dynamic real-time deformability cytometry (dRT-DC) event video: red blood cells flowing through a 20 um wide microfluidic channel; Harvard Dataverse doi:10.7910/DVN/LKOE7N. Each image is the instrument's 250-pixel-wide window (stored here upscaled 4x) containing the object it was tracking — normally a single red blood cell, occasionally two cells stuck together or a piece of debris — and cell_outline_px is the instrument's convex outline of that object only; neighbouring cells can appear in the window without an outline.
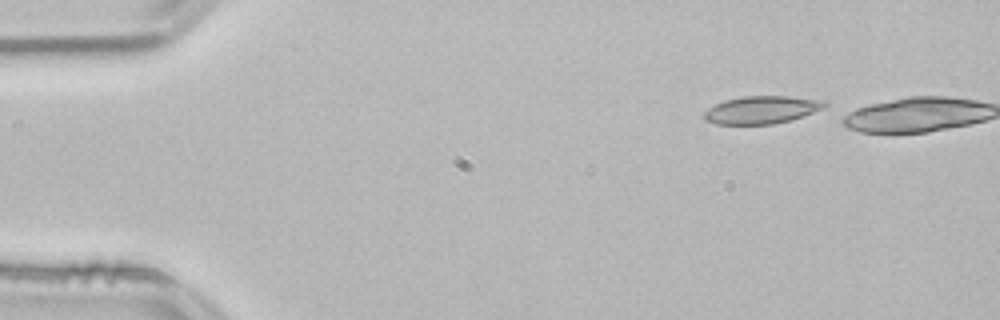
{"species": "common noctule bat (a hibernating species)", "species_latin": "Nyctalus noctula", "temperature_condition": "room temperature", "stored_images_in_passage": 3, "camera_frame_rate_fps": 3000, "um_per_image_px": 0.085, "animal": {"sex": "male", "body_mass_g": 21.5, "forearm_length_mm": 52.0}, "frame": {"image": 1, "passage_image": 1, "time_ms": 0.0, "image_size_px": [1000, 320], "cell_outline_px": [[828, 104], [824, 108], [788, 120], [772, 124], [716, 124], [704, 120], [704, 112], [708, 108], [724, 100], [744, 96], [788, 96], [828, 100]], "centroid_in_image_um": [64.74, 9.32], "position_along_channel_um": 20.3, "area_um2": 19.36}}